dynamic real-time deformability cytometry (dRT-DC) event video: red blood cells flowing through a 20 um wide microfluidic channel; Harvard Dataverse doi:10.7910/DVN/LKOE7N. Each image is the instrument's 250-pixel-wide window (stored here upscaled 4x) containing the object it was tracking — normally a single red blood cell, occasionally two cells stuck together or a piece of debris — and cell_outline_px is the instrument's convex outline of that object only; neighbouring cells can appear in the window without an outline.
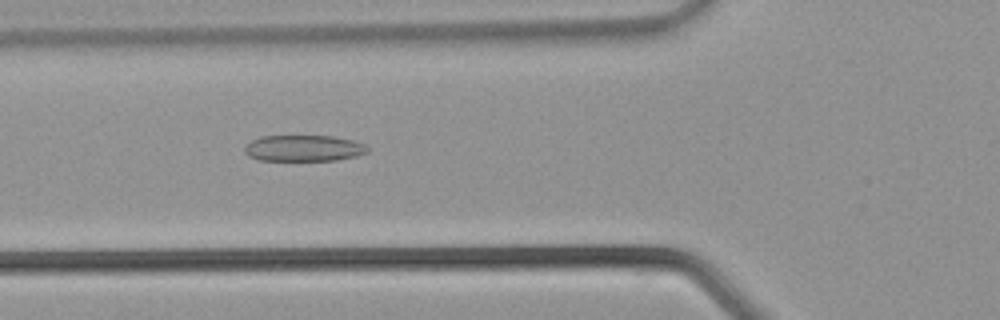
{"species": "common noctule bat (a hibernating species)", "species_latin": "Nyctalus noctula", "temperature_condition": "warm", "stored_images_in_passage": 36, "camera_frame_rate_fps": 3000, "um_per_image_px": 0.085, "animal": {"sex": "male", "body_mass_g": 21.5, "forearm_length_mm": 52.0}, "frame": {"image": 1, "passage_image": 13, "time_ms": 4.0, "image_size_px": [1000, 320], "cell_outline_px": [[368, 152], [356, 156], [336, 160], [260, 160], [248, 156], [244, 152], [244, 148], [252, 140], [260, 136], [332, 136], [352, 140], [364, 144], [368, 148]], "centroid_in_image_um": [25.8, 12.6], "position_along_channel_um": 100.0, "area_um2": 18.67}}
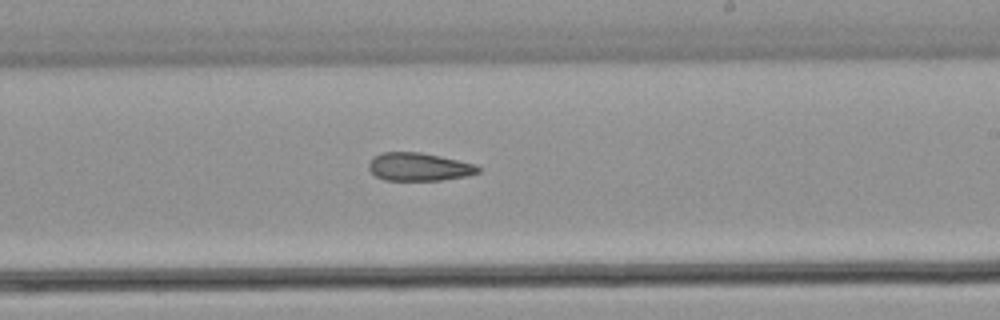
{"frame": {"image": 2, "passage_image": 21, "time_ms": 6.667, "image_size_px": [1000, 320], "cell_outline_px": [[480, 172], [468, 176], [440, 180], [384, 180], [376, 176], [368, 168], [368, 164], [372, 156], [380, 152], [420, 152], [440, 156], [476, 164], [480, 168]], "centroid_in_image_um": [35.6, 14.17], "position_along_channel_um": 253.4, "area_um2": 18.03}}
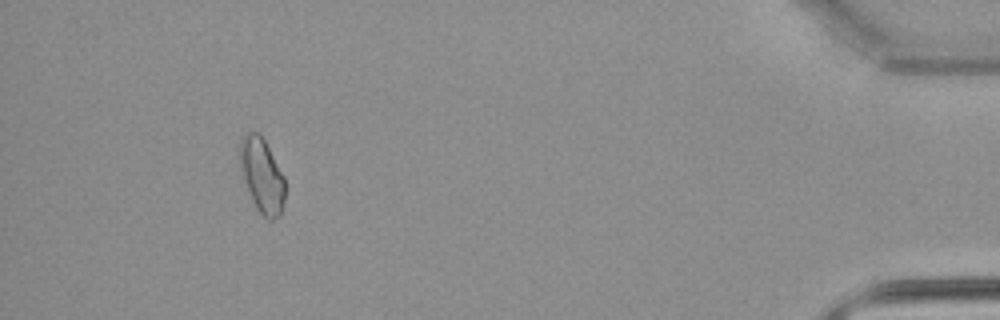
{"frame": {"image": 3, "passage_image": 33, "time_ms": 10.667, "image_size_px": [1000, 320], "cell_outline_px": [[284, 200], [280, 216], [272, 220], [268, 220], [256, 208], [244, 180], [240, 168], [240, 140], [248, 132], [260, 132], [284, 176]], "centroid_in_image_um": [22.27, 14.91], "position_along_channel_um": 412.9, "area_um2": 19.36}}